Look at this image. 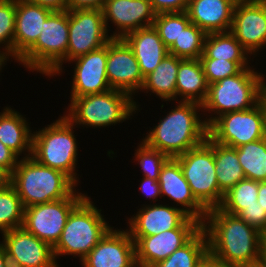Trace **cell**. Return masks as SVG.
Masks as SVG:
<instances>
[{
	"instance_id": "cell-1",
	"label": "cell",
	"mask_w": 266,
	"mask_h": 267,
	"mask_svg": "<svg viewBox=\"0 0 266 267\" xmlns=\"http://www.w3.org/2000/svg\"><path fill=\"white\" fill-rule=\"evenodd\" d=\"M201 228L208 241V255L231 267L260 261L263 234L238 215L219 207L207 211Z\"/></svg>"
},
{
	"instance_id": "cell-2",
	"label": "cell",
	"mask_w": 266,
	"mask_h": 267,
	"mask_svg": "<svg viewBox=\"0 0 266 267\" xmlns=\"http://www.w3.org/2000/svg\"><path fill=\"white\" fill-rule=\"evenodd\" d=\"M167 111L156 126L147 132L144 141L149 147L176 158L206 141L208 126L198 112L202 104L192 101H179Z\"/></svg>"
},
{
	"instance_id": "cell-3",
	"label": "cell",
	"mask_w": 266,
	"mask_h": 267,
	"mask_svg": "<svg viewBox=\"0 0 266 267\" xmlns=\"http://www.w3.org/2000/svg\"><path fill=\"white\" fill-rule=\"evenodd\" d=\"M264 76L254 68H244L238 74L209 84L206 100L202 103V112L211 113L204 118L207 126L223 114L256 106L266 96Z\"/></svg>"
},
{
	"instance_id": "cell-4",
	"label": "cell",
	"mask_w": 266,
	"mask_h": 267,
	"mask_svg": "<svg viewBox=\"0 0 266 267\" xmlns=\"http://www.w3.org/2000/svg\"><path fill=\"white\" fill-rule=\"evenodd\" d=\"M24 208L71 196L77 184L62 171L37 162L33 157L20 158L10 174Z\"/></svg>"
},
{
	"instance_id": "cell-5",
	"label": "cell",
	"mask_w": 266,
	"mask_h": 267,
	"mask_svg": "<svg viewBox=\"0 0 266 267\" xmlns=\"http://www.w3.org/2000/svg\"><path fill=\"white\" fill-rule=\"evenodd\" d=\"M42 27L36 42L16 62L49 78L59 76L67 63L69 11H53Z\"/></svg>"
},
{
	"instance_id": "cell-6",
	"label": "cell",
	"mask_w": 266,
	"mask_h": 267,
	"mask_svg": "<svg viewBox=\"0 0 266 267\" xmlns=\"http://www.w3.org/2000/svg\"><path fill=\"white\" fill-rule=\"evenodd\" d=\"M133 99L128 93L110 89L74 98L64 115L76 127L104 128L132 119L133 113L140 111L138 102Z\"/></svg>"
},
{
	"instance_id": "cell-7",
	"label": "cell",
	"mask_w": 266,
	"mask_h": 267,
	"mask_svg": "<svg viewBox=\"0 0 266 267\" xmlns=\"http://www.w3.org/2000/svg\"><path fill=\"white\" fill-rule=\"evenodd\" d=\"M88 195L71 211L61 237L53 247V255L79 257L81 262L112 228Z\"/></svg>"
},
{
	"instance_id": "cell-8",
	"label": "cell",
	"mask_w": 266,
	"mask_h": 267,
	"mask_svg": "<svg viewBox=\"0 0 266 267\" xmlns=\"http://www.w3.org/2000/svg\"><path fill=\"white\" fill-rule=\"evenodd\" d=\"M75 128L63 115L50 125L34 131L31 157L42 165L62 171L79 185L80 178L76 172L78 142L73 130Z\"/></svg>"
},
{
	"instance_id": "cell-9",
	"label": "cell",
	"mask_w": 266,
	"mask_h": 267,
	"mask_svg": "<svg viewBox=\"0 0 266 267\" xmlns=\"http://www.w3.org/2000/svg\"><path fill=\"white\" fill-rule=\"evenodd\" d=\"M182 169L191 192L208 211L218 208L224 193L219 189L215 171L213 139L208 135L201 145L175 158Z\"/></svg>"
},
{
	"instance_id": "cell-10",
	"label": "cell",
	"mask_w": 266,
	"mask_h": 267,
	"mask_svg": "<svg viewBox=\"0 0 266 267\" xmlns=\"http://www.w3.org/2000/svg\"><path fill=\"white\" fill-rule=\"evenodd\" d=\"M217 143L237 148L266 137V96L249 110L221 115L209 127Z\"/></svg>"
},
{
	"instance_id": "cell-11",
	"label": "cell",
	"mask_w": 266,
	"mask_h": 267,
	"mask_svg": "<svg viewBox=\"0 0 266 267\" xmlns=\"http://www.w3.org/2000/svg\"><path fill=\"white\" fill-rule=\"evenodd\" d=\"M87 196L78 189L67 198L24 209L22 227L52 248L59 241L71 211Z\"/></svg>"
},
{
	"instance_id": "cell-12",
	"label": "cell",
	"mask_w": 266,
	"mask_h": 267,
	"mask_svg": "<svg viewBox=\"0 0 266 267\" xmlns=\"http://www.w3.org/2000/svg\"><path fill=\"white\" fill-rule=\"evenodd\" d=\"M111 39L101 9L69 11L68 64L75 58L103 47Z\"/></svg>"
},
{
	"instance_id": "cell-13",
	"label": "cell",
	"mask_w": 266,
	"mask_h": 267,
	"mask_svg": "<svg viewBox=\"0 0 266 267\" xmlns=\"http://www.w3.org/2000/svg\"><path fill=\"white\" fill-rule=\"evenodd\" d=\"M201 222L188 217L178 228L152 236H130L135 244L138 267H153L186 244L199 230Z\"/></svg>"
},
{
	"instance_id": "cell-14",
	"label": "cell",
	"mask_w": 266,
	"mask_h": 267,
	"mask_svg": "<svg viewBox=\"0 0 266 267\" xmlns=\"http://www.w3.org/2000/svg\"><path fill=\"white\" fill-rule=\"evenodd\" d=\"M106 73L111 89L132 97L136 96L144 82L133 50L123 38H112L107 43Z\"/></svg>"
},
{
	"instance_id": "cell-15",
	"label": "cell",
	"mask_w": 266,
	"mask_h": 267,
	"mask_svg": "<svg viewBox=\"0 0 266 267\" xmlns=\"http://www.w3.org/2000/svg\"><path fill=\"white\" fill-rule=\"evenodd\" d=\"M2 238L11 267H58L53 248L23 227L3 232Z\"/></svg>"
},
{
	"instance_id": "cell-16",
	"label": "cell",
	"mask_w": 266,
	"mask_h": 267,
	"mask_svg": "<svg viewBox=\"0 0 266 267\" xmlns=\"http://www.w3.org/2000/svg\"><path fill=\"white\" fill-rule=\"evenodd\" d=\"M230 32L252 55L266 47V4L262 0H238Z\"/></svg>"
},
{
	"instance_id": "cell-17",
	"label": "cell",
	"mask_w": 266,
	"mask_h": 267,
	"mask_svg": "<svg viewBox=\"0 0 266 267\" xmlns=\"http://www.w3.org/2000/svg\"><path fill=\"white\" fill-rule=\"evenodd\" d=\"M102 11L108 34L109 25L116 26L111 38H124L140 28L153 26L156 17L149 0H107Z\"/></svg>"
},
{
	"instance_id": "cell-18",
	"label": "cell",
	"mask_w": 266,
	"mask_h": 267,
	"mask_svg": "<svg viewBox=\"0 0 266 267\" xmlns=\"http://www.w3.org/2000/svg\"><path fill=\"white\" fill-rule=\"evenodd\" d=\"M116 229L112 227L86 255L81 261L82 267H138L135 244L129 232Z\"/></svg>"
},
{
	"instance_id": "cell-19",
	"label": "cell",
	"mask_w": 266,
	"mask_h": 267,
	"mask_svg": "<svg viewBox=\"0 0 266 267\" xmlns=\"http://www.w3.org/2000/svg\"><path fill=\"white\" fill-rule=\"evenodd\" d=\"M69 62L75 64L70 102L74 98L111 89L106 73L107 44Z\"/></svg>"
},
{
	"instance_id": "cell-20",
	"label": "cell",
	"mask_w": 266,
	"mask_h": 267,
	"mask_svg": "<svg viewBox=\"0 0 266 267\" xmlns=\"http://www.w3.org/2000/svg\"><path fill=\"white\" fill-rule=\"evenodd\" d=\"M127 219L130 236H152L178 228L189 215L182 208L160 203L144 204Z\"/></svg>"
},
{
	"instance_id": "cell-21",
	"label": "cell",
	"mask_w": 266,
	"mask_h": 267,
	"mask_svg": "<svg viewBox=\"0 0 266 267\" xmlns=\"http://www.w3.org/2000/svg\"><path fill=\"white\" fill-rule=\"evenodd\" d=\"M158 182L161 198L167 196L190 217L204 221L207 210L196 200L184 177L181 166L175 158H169L162 166ZM179 204V205H178Z\"/></svg>"
},
{
	"instance_id": "cell-22",
	"label": "cell",
	"mask_w": 266,
	"mask_h": 267,
	"mask_svg": "<svg viewBox=\"0 0 266 267\" xmlns=\"http://www.w3.org/2000/svg\"><path fill=\"white\" fill-rule=\"evenodd\" d=\"M53 12L50 8L16 0L14 60L17 61L37 40L44 21Z\"/></svg>"
},
{
	"instance_id": "cell-23",
	"label": "cell",
	"mask_w": 266,
	"mask_h": 267,
	"mask_svg": "<svg viewBox=\"0 0 266 267\" xmlns=\"http://www.w3.org/2000/svg\"><path fill=\"white\" fill-rule=\"evenodd\" d=\"M238 0H190L187 14L191 23L206 34L228 32Z\"/></svg>"
},
{
	"instance_id": "cell-24",
	"label": "cell",
	"mask_w": 266,
	"mask_h": 267,
	"mask_svg": "<svg viewBox=\"0 0 266 267\" xmlns=\"http://www.w3.org/2000/svg\"><path fill=\"white\" fill-rule=\"evenodd\" d=\"M123 39L132 48L143 77L153 72L168 54V48L154 26L128 33Z\"/></svg>"
},
{
	"instance_id": "cell-25",
	"label": "cell",
	"mask_w": 266,
	"mask_h": 267,
	"mask_svg": "<svg viewBox=\"0 0 266 267\" xmlns=\"http://www.w3.org/2000/svg\"><path fill=\"white\" fill-rule=\"evenodd\" d=\"M2 111L0 112V141L19 158L31 156L33 133L29 122L10 106H5ZM22 153L24 156L20 157Z\"/></svg>"
},
{
	"instance_id": "cell-26",
	"label": "cell",
	"mask_w": 266,
	"mask_h": 267,
	"mask_svg": "<svg viewBox=\"0 0 266 267\" xmlns=\"http://www.w3.org/2000/svg\"><path fill=\"white\" fill-rule=\"evenodd\" d=\"M176 79V101L202 104L206 100L209 84L200 59H182Z\"/></svg>"
},
{
	"instance_id": "cell-27",
	"label": "cell",
	"mask_w": 266,
	"mask_h": 267,
	"mask_svg": "<svg viewBox=\"0 0 266 267\" xmlns=\"http://www.w3.org/2000/svg\"><path fill=\"white\" fill-rule=\"evenodd\" d=\"M181 60L168 53L155 70L144 77L140 91L153 93L163 101H176V78Z\"/></svg>"
},
{
	"instance_id": "cell-28",
	"label": "cell",
	"mask_w": 266,
	"mask_h": 267,
	"mask_svg": "<svg viewBox=\"0 0 266 267\" xmlns=\"http://www.w3.org/2000/svg\"><path fill=\"white\" fill-rule=\"evenodd\" d=\"M215 171L219 189L225 194L245 178L238 160L237 149L213 140Z\"/></svg>"
},
{
	"instance_id": "cell-29",
	"label": "cell",
	"mask_w": 266,
	"mask_h": 267,
	"mask_svg": "<svg viewBox=\"0 0 266 267\" xmlns=\"http://www.w3.org/2000/svg\"><path fill=\"white\" fill-rule=\"evenodd\" d=\"M249 55L235 36L228 31L207 34L204 42V52L200 59L250 61L251 56Z\"/></svg>"
},
{
	"instance_id": "cell-30",
	"label": "cell",
	"mask_w": 266,
	"mask_h": 267,
	"mask_svg": "<svg viewBox=\"0 0 266 267\" xmlns=\"http://www.w3.org/2000/svg\"><path fill=\"white\" fill-rule=\"evenodd\" d=\"M207 255V236L201 228L186 244L153 267H197Z\"/></svg>"
},
{
	"instance_id": "cell-31",
	"label": "cell",
	"mask_w": 266,
	"mask_h": 267,
	"mask_svg": "<svg viewBox=\"0 0 266 267\" xmlns=\"http://www.w3.org/2000/svg\"><path fill=\"white\" fill-rule=\"evenodd\" d=\"M245 178L266 181V137L236 148Z\"/></svg>"
},
{
	"instance_id": "cell-32",
	"label": "cell",
	"mask_w": 266,
	"mask_h": 267,
	"mask_svg": "<svg viewBox=\"0 0 266 267\" xmlns=\"http://www.w3.org/2000/svg\"><path fill=\"white\" fill-rule=\"evenodd\" d=\"M24 206L14 186L9 182L0 187V233L23 225Z\"/></svg>"
},
{
	"instance_id": "cell-33",
	"label": "cell",
	"mask_w": 266,
	"mask_h": 267,
	"mask_svg": "<svg viewBox=\"0 0 266 267\" xmlns=\"http://www.w3.org/2000/svg\"><path fill=\"white\" fill-rule=\"evenodd\" d=\"M258 189V181L244 178L224 194L219 208L229 214L238 215L246 206L255 204Z\"/></svg>"
},
{
	"instance_id": "cell-34",
	"label": "cell",
	"mask_w": 266,
	"mask_h": 267,
	"mask_svg": "<svg viewBox=\"0 0 266 267\" xmlns=\"http://www.w3.org/2000/svg\"><path fill=\"white\" fill-rule=\"evenodd\" d=\"M206 35L197 25L190 23L168 48V53L181 59H200Z\"/></svg>"
},
{
	"instance_id": "cell-35",
	"label": "cell",
	"mask_w": 266,
	"mask_h": 267,
	"mask_svg": "<svg viewBox=\"0 0 266 267\" xmlns=\"http://www.w3.org/2000/svg\"><path fill=\"white\" fill-rule=\"evenodd\" d=\"M191 23L186 11L156 14L154 28L164 45L169 48L178 40L181 32Z\"/></svg>"
},
{
	"instance_id": "cell-36",
	"label": "cell",
	"mask_w": 266,
	"mask_h": 267,
	"mask_svg": "<svg viewBox=\"0 0 266 267\" xmlns=\"http://www.w3.org/2000/svg\"><path fill=\"white\" fill-rule=\"evenodd\" d=\"M15 15L16 0H0V52L8 60L14 59Z\"/></svg>"
},
{
	"instance_id": "cell-37",
	"label": "cell",
	"mask_w": 266,
	"mask_h": 267,
	"mask_svg": "<svg viewBox=\"0 0 266 267\" xmlns=\"http://www.w3.org/2000/svg\"><path fill=\"white\" fill-rule=\"evenodd\" d=\"M134 157L138 161L142 170L143 177H148L153 180H158L160 171L165 162L169 159L167 155L160 151L149 147L144 141L136 147Z\"/></svg>"
},
{
	"instance_id": "cell-38",
	"label": "cell",
	"mask_w": 266,
	"mask_h": 267,
	"mask_svg": "<svg viewBox=\"0 0 266 267\" xmlns=\"http://www.w3.org/2000/svg\"><path fill=\"white\" fill-rule=\"evenodd\" d=\"M208 84L238 74L244 68L251 67L250 61H229L219 59H200Z\"/></svg>"
},
{
	"instance_id": "cell-39",
	"label": "cell",
	"mask_w": 266,
	"mask_h": 267,
	"mask_svg": "<svg viewBox=\"0 0 266 267\" xmlns=\"http://www.w3.org/2000/svg\"><path fill=\"white\" fill-rule=\"evenodd\" d=\"M238 216L249 226L254 227L263 235L266 234V211L255 201V204L246 206Z\"/></svg>"
},
{
	"instance_id": "cell-40",
	"label": "cell",
	"mask_w": 266,
	"mask_h": 267,
	"mask_svg": "<svg viewBox=\"0 0 266 267\" xmlns=\"http://www.w3.org/2000/svg\"><path fill=\"white\" fill-rule=\"evenodd\" d=\"M156 14L184 12L190 0H149Z\"/></svg>"
},
{
	"instance_id": "cell-41",
	"label": "cell",
	"mask_w": 266,
	"mask_h": 267,
	"mask_svg": "<svg viewBox=\"0 0 266 267\" xmlns=\"http://www.w3.org/2000/svg\"><path fill=\"white\" fill-rule=\"evenodd\" d=\"M19 157L0 141V166L11 174L18 164Z\"/></svg>"
},
{
	"instance_id": "cell-42",
	"label": "cell",
	"mask_w": 266,
	"mask_h": 267,
	"mask_svg": "<svg viewBox=\"0 0 266 267\" xmlns=\"http://www.w3.org/2000/svg\"><path fill=\"white\" fill-rule=\"evenodd\" d=\"M139 190L141 191L142 195L144 194L147 199L149 198V200L154 202L158 201V197L161 198L160 184L158 180L143 177Z\"/></svg>"
},
{
	"instance_id": "cell-43",
	"label": "cell",
	"mask_w": 266,
	"mask_h": 267,
	"mask_svg": "<svg viewBox=\"0 0 266 267\" xmlns=\"http://www.w3.org/2000/svg\"><path fill=\"white\" fill-rule=\"evenodd\" d=\"M66 10L76 9H103L107 0H65Z\"/></svg>"
},
{
	"instance_id": "cell-44",
	"label": "cell",
	"mask_w": 266,
	"mask_h": 267,
	"mask_svg": "<svg viewBox=\"0 0 266 267\" xmlns=\"http://www.w3.org/2000/svg\"><path fill=\"white\" fill-rule=\"evenodd\" d=\"M25 1L50 8L53 11L66 10L65 0H25Z\"/></svg>"
},
{
	"instance_id": "cell-45",
	"label": "cell",
	"mask_w": 266,
	"mask_h": 267,
	"mask_svg": "<svg viewBox=\"0 0 266 267\" xmlns=\"http://www.w3.org/2000/svg\"><path fill=\"white\" fill-rule=\"evenodd\" d=\"M257 202H259L260 206L266 211V181L259 182Z\"/></svg>"
},
{
	"instance_id": "cell-46",
	"label": "cell",
	"mask_w": 266,
	"mask_h": 267,
	"mask_svg": "<svg viewBox=\"0 0 266 267\" xmlns=\"http://www.w3.org/2000/svg\"><path fill=\"white\" fill-rule=\"evenodd\" d=\"M197 267H231L207 255Z\"/></svg>"
},
{
	"instance_id": "cell-47",
	"label": "cell",
	"mask_w": 266,
	"mask_h": 267,
	"mask_svg": "<svg viewBox=\"0 0 266 267\" xmlns=\"http://www.w3.org/2000/svg\"><path fill=\"white\" fill-rule=\"evenodd\" d=\"M0 267H11L9 259L7 257V253L1 243H0Z\"/></svg>"
},
{
	"instance_id": "cell-48",
	"label": "cell",
	"mask_w": 266,
	"mask_h": 267,
	"mask_svg": "<svg viewBox=\"0 0 266 267\" xmlns=\"http://www.w3.org/2000/svg\"><path fill=\"white\" fill-rule=\"evenodd\" d=\"M9 182L10 174L2 166H0V187L5 186Z\"/></svg>"
},
{
	"instance_id": "cell-49",
	"label": "cell",
	"mask_w": 266,
	"mask_h": 267,
	"mask_svg": "<svg viewBox=\"0 0 266 267\" xmlns=\"http://www.w3.org/2000/svg\"><path fill=\"white\" fill-rule=\"evenodd\" d=\"M260 261L266 267V234L263 235L262 239Z\"/></svg>"
},
{
	"instance_id": "cell-50",
	"label": "cell",
	"mask_w": 266,
	"mask_h": 267,
	"mask_svg": "<svg viewBox=\"0 0 266 267\" xmlns=\"http://www.w3.org/2000/svg\"><path fill=\"white\" fill-rule=\"evenodd\" d=\"M238 267H265L261 261L255 262V263H251V264H244V265H240Z\"/></svg>"
},
{
	"instance_id": "cell-51",
	"label": "cell",
	"mask_w": 266,
	"mask_h": 267,
	"mask_svg": "<svg viewBox=\"0 0 266 267\" xmlns=\"http://www.w3.org/2000/svg\"><path fill=\"white\" fill-rule=\"evenodd\" d=\"M7 61H8V59L0 52V71L6 65L5 63H7Z\"/></svg>"
}]
</instances>
